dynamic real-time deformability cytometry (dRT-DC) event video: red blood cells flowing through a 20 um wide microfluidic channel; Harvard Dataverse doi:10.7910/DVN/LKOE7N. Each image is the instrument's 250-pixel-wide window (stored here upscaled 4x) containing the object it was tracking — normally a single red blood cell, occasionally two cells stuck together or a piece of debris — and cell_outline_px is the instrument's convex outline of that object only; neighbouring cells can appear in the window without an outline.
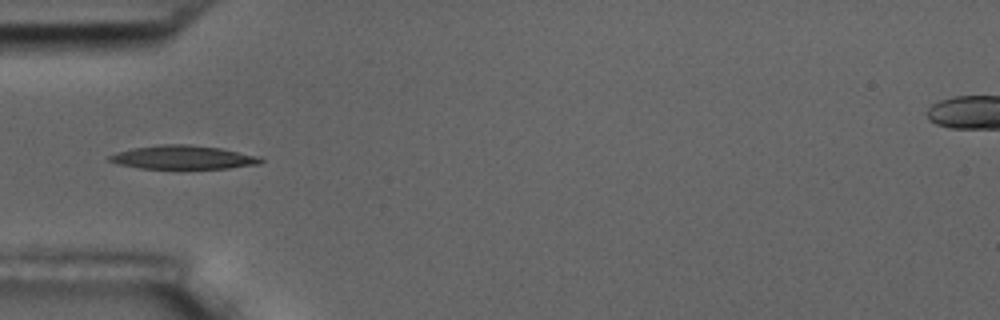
{"species": "common noctule bat (a hibernating species)", "species_latin": "Nyctalus noctula", "temperature_condition": "room temperature", "stored_images_in_passage": 13, "camera_frame_rate_fps": 3000, "um_per_image_px": 0.085, "animal": {"sex": "male", "body_mass_g": 17.5, "forearm_length_mm": 52.3}, "frame": {"image": 1, "passage_image": 3, "time_ms": 3.0, "image_size_px": [1000, 320], "cell_outline_px": [[264, 160], [260, 164], [228, 168], [140, 168], [116, 164], [108, 160], [108, 156], [116, 152], [132, 148], [160, 144], [188, 144], [220, 148], [260, 156]], "centroid_in_image_um": [15.55, 13.37], "position_along_channel_um": 69.5, "area_um2": 20.87}}
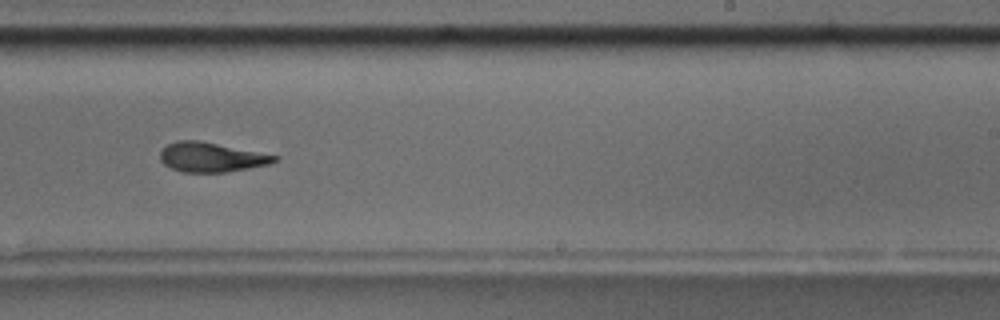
{"frame": {"image": 2, "passage_image": 8, "time_ms": 8.667, "image_size_px": [1000, 320], "cell_outline_px": [[280, 160], [268, 164], [248, 168], [224, 172], [184, 172], [172, 168], [164, 164], [160, 160], [160, 152], [168, 144], [176, 140], [200, 140], [280, 156]], "centroid_in_image_um": [17.98, 13.35], "position_along_channel_um": 271.0, "area_um2": 19.65}}
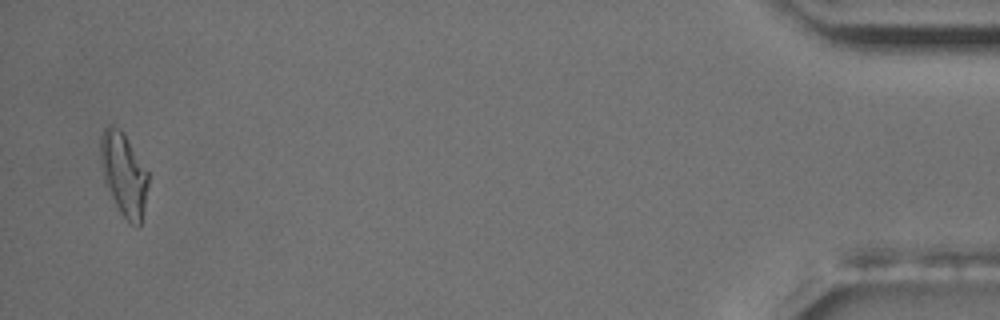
{"frame": {"image": 3, "passage_image": 13, "time_ms": 15.333, "image_size_px": [1000, 320], "cell_outline_px": [[148, 184], [144, 208], [140, 228], [136, 228], [120, 212], [104, 180], [100, 164], [100, 136], [104, 128], [108, 124], [112, 124], [124, 132], [148, 172]], "centroid_in_image_um": [10.52, 14.77], "position_along_channel_um": 424.7, "area_um2": 23.12}, "authors_computed_cell_mechanics": {"area_um2": 20.1722, "velocity_mm_per_s": 3.555, "shape_relaxation_time_tau1_ms": 4.8611, "shape_relaxation_time_tau2_ms": 2.6357, "deformation_change_tau1": 0.1587, "deformation_change_tau2": 0.087}}